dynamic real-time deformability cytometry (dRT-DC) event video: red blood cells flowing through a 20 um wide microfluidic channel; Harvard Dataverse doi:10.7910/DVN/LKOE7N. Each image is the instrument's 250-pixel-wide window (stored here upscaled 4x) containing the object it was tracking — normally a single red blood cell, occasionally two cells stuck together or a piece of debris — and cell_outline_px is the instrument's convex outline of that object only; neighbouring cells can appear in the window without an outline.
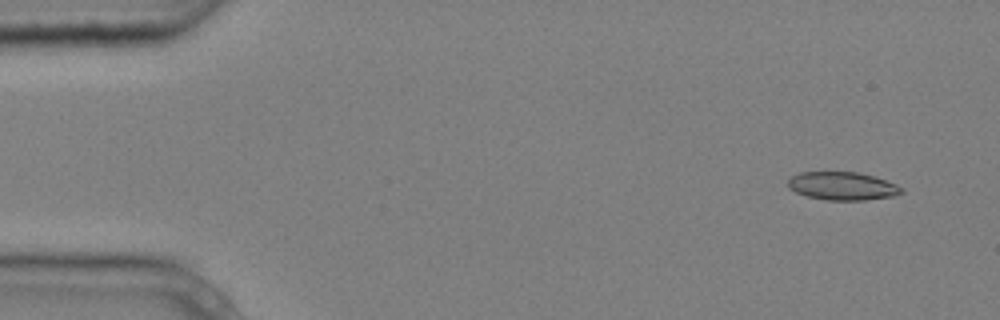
{"species": "common noctule bat (a hibernating species)", "species_latin": "Nyctalus noctula", "temperature_condition": "cold", "stored_images_in_passage": 6, "segment_of_instrument_passage": [1, 2], "camera_frame_rate_fps": 3000, "um_per_image_px": 0.085, "animal": {"sex": "male", "body_mass_g": 20.4}, "frame": {"image": 1, "passage_image": 2, "time_ms": 0.333, "image_size_px": [1000, 320], "cell_outline_px": [[904, 192], [892, 196], [864, 200], [828, 200], [808, 196], [796, 192], [788, 188], [788, 180], [792, 176], [800, 172], [860, 172], [896, 184], [904, 188]], "centroid_in_image_um": [71.61, 15.81], "position_along_channel_um": 13.4, "area_um2": 18.5}}
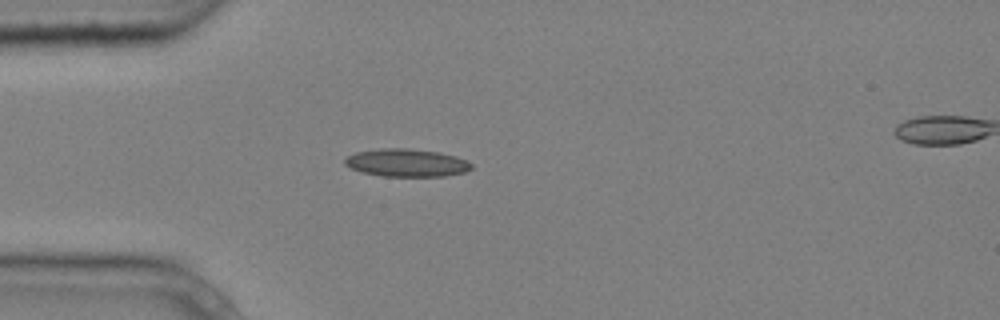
{"frame": {"image": 2, "passage_image": 5, "time_ms": 1.333, "image_size_px": [1000, 320], "cell_outline_px": [[472, 168], [464, 172], [444, 176], [384, 176], [364, 172], [352, 168], [344, 164], [344, 160], [348, 156], [356, 152], [380, 148], [408, 148], [440, 152], [456, 156], [468, 160], [472, 164]], "centroid_in_image_um": [34.59, 13.82], "position_along_channel_um": 50.4, "area_um2": 20.46}}